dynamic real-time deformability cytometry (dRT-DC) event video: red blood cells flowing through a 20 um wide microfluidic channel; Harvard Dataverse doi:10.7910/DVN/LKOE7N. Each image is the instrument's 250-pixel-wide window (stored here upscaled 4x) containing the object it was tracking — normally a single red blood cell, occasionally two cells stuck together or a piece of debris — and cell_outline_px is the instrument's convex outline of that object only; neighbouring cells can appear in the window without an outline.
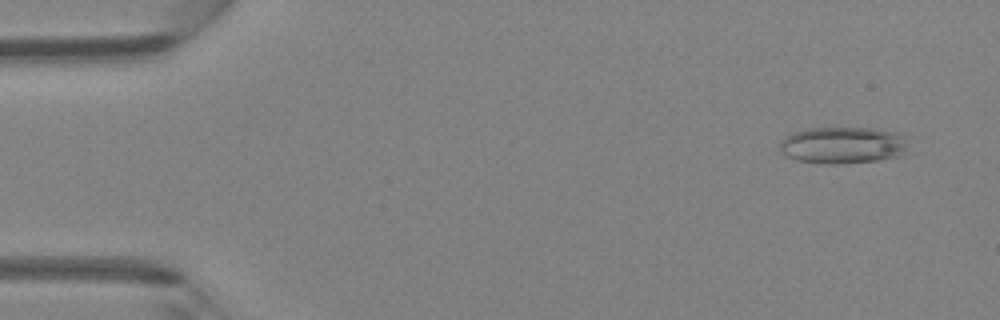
{"species": "Egyptian fruit bat (a non-hibernating species)", "species_latin": "Rousettus aegyptiacus", "temperature_condition": "room temperature", "stored_images_in_passage": 45, "camera_frame_rate_fps": 3000, "um_per_image_px": 0.085, "animal": {"sex": "female"}, "frame": {"image": 1, "passage_image": 3, "time_ms": 0.667, "image_size_px": [1000, 320], "cell_outline_px": [[912, 152], [900, 156], [880, 160], [840, 164], [828, 164], [796, 160], [784, 156], [780, 152], [780, 144], [784, 136], [792, 132], [808, 128], [876, 128], [892, 132], [900, 136]], "centroid_in_image_um": [71.62, 12.36], "position_along_channel_um": 13.4, "area_um2": 27.86}}
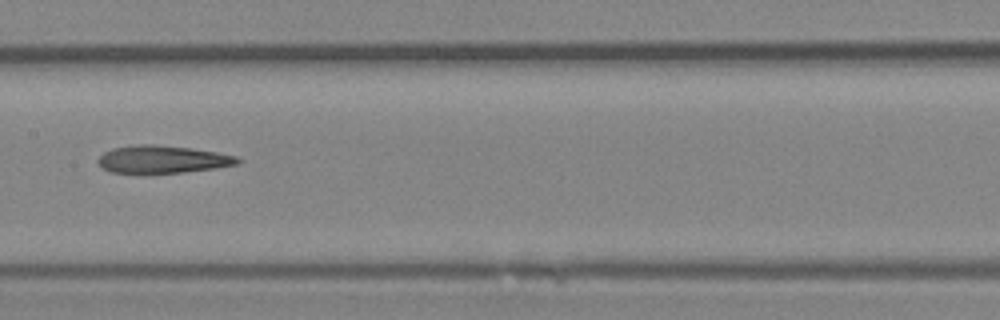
{"frame": {"image": 2, "passage_image": 23, "time_ms": 7.333, "image_size_px": [1000, 320], "cell_outline_px": [[244, 160], [236, 164], [216, 168], [184, 172], [144, 176], [112, 172], [104, 168], [96, 160], [104, 152], [112, 148], [140, 144], [152, 144], [192, 148], [216, 152], [236, 156]], "centroid_in_image_um": [13.79, 13.58], "position_along_channel_um": 193.6, "area_um2": 23.18}}
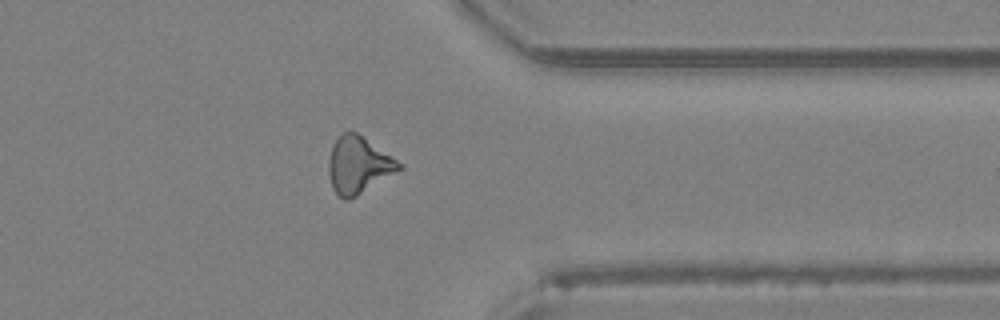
{"frame": {"image": 3, "passage_image": 36, "time_ms": 11.667, "image_size_px": [1000, 320], "cell_outline_px": [[404, 168], [356, 196], [348, 200], [344, 200], [332, 188], [328, 172], [328, 160], [332, 144], [344, 132], [356, 132], [404, 164]], "centroid_in_image_um": [30.47, 14.04], "position_along_channel_um": 380.9, "area_um2": 23.24}}